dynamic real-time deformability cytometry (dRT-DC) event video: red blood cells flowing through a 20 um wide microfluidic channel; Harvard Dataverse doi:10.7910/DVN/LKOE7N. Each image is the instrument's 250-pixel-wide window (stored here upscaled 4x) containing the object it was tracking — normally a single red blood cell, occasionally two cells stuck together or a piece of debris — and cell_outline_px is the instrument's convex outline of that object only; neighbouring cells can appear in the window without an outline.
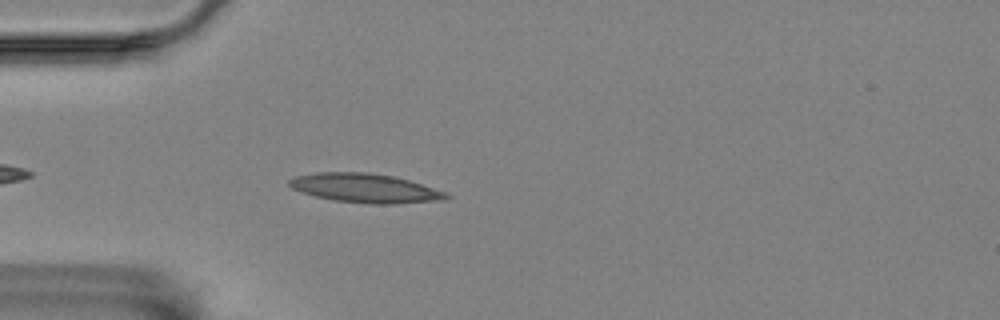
{"species": "Egyptian fruit bat (a non-hibernating species)", "species_latin": "Rousettus aegyptiacus", "temperature_condition": "room temperature", "stored_images_in_passage": 2, "camera_frame_rate_fps": 3000, "um_per_image_px": 0.085, "animal": {"sex": "female"}, "frame": {"image": 1, "passage_image": 2, "time_ms": 0.333, "image_size_px": [1000, 320], "cell_outline_px": [[452, 196], [448, 200], [392, 204], [368, 204], [332, 200], [300, 192], [292, 188], [288, 184], [288, 180], [296, 176], [316, 172], [368, 172], [392, 176], [408, 180], [448, 192]], "centroid_in_image_um": [31.07, 16.0], "position_along_channel_um": 53.9, "area_um2": 26.88}}